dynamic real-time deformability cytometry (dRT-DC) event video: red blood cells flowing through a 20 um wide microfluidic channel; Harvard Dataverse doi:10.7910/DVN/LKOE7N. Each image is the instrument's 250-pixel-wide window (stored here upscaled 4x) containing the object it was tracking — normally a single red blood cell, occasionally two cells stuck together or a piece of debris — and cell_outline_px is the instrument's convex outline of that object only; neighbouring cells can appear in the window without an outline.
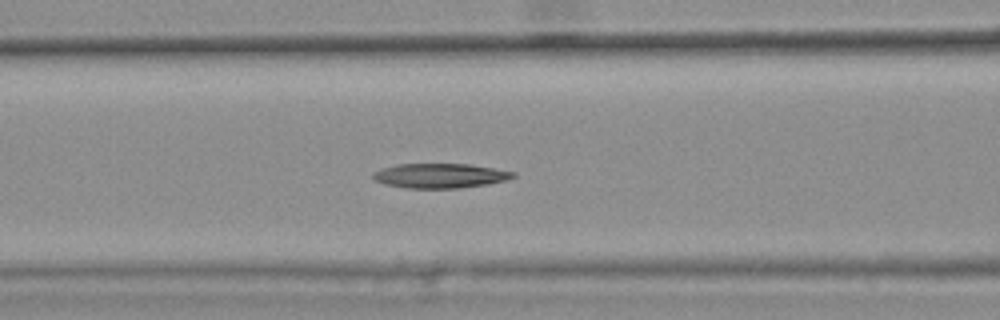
{"species": "common noctule bat (a hibernating species)", "species_latin": "Nyctalus noctula", "temperature_condition": "warm", "stored_images_in_passage": 32, "camera_frame_rate_fps": 3000, "um_per_image_px": 0.085, "animal": {"sex": "female", "body_mass_g": 25.1}, "frame": {"image": 1, "passage_image": 10, "time_ms": 3.0, "image_size_px": [1000, 320], "cell_outline_px": [[516, 176], [504, 180], [488, 184], [460, 188], [404, 188], [384, 184], [376, 180], [372, 176], [372, 172], [380, 168], [396, 164], [468, 164], [516, 172]], "centroid_in_image_um": [37.36, 14.93], "position_along_channel_um": 129.2, "area_um2": 20.11}, "authors_computed_cell_mechanics": {"area_um2": 20.0566, "velocity_mm_per_s": 3.7887, "shape_relaxation_time_tau1_ms": null, "shape_relaxation_time_tau2_ms": 9.1468, "deformation_change_tau1": null, "deformation_change_tau2": 0.1835}}